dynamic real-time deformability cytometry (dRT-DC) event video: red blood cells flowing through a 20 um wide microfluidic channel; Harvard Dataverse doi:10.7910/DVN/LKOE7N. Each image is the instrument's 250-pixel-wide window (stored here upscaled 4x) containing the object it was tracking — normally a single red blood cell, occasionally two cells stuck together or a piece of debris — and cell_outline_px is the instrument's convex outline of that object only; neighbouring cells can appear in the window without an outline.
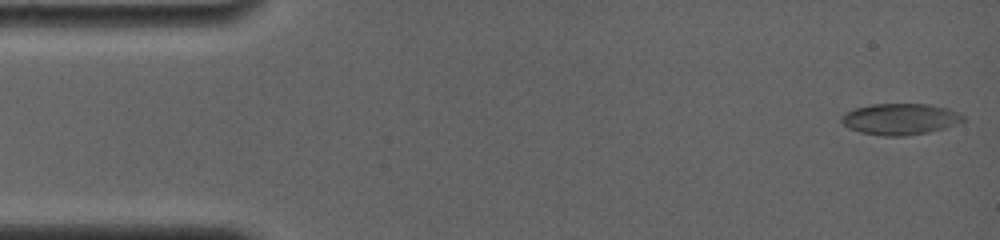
{"species": "common noctule bat (a hibernating species)", "species_latin": "Nyctalus noctula", "temperature_condition": "room temperature", "stored_images_in_passage": 66, "camera_frame_rate_fps": 4000, "um_per_image_px": 0.085, "animal": {"sex": "female", "body_mass_g": 19.0, "forearm_length_mm": 56.7}, "frame": {"image": 1, "passage_image": 2, "time_ms": 0.25, "image_size_px": [1000, 240], "cell_outline_px": [[964, 120], [944, 128], [928, 132], [904, 136], [888, 136], [860, 132], [848, 128], [840, 120], [840, 116], [844, 112], [856, 108], [872, 104], [928, 104], [948, 108], [964, 116]], "centroid_in_image_um": [76.47, 10.11], "position_along_channel_um": 8.5, "area_um2": 22.02}}
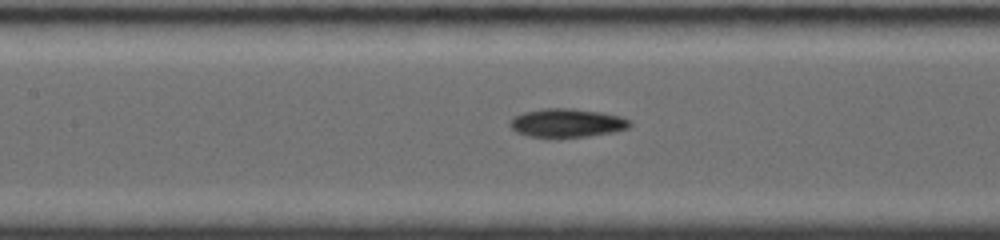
{"frame": {"image": 2, "passage_image": 30, "time_ms": 7.25, "image_size_px": [1000, 240], "cell_outline_px": [[632, 124], [628, 128], [612, 132], [588, 136], [552, 140], [528, 136], [516, 132], [508, 124], [516, 116], [524, 112], [544, 108], [572, 108], [600, 112], [620, 116], [628, 120]], "centroid_in_image_um": [48.15, 10.48], "position_along_channel_um": 159.2, "area_um2": 20.4}}
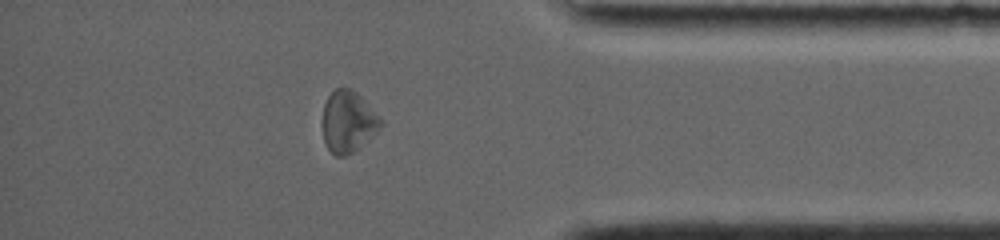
{"frame": {"image": 3, "passage_image": 57, "time_ms": 14.0, "image_size_px": [1000, 240], "cell_outline_px": [[380, 124], [352, 152], [344, 156], [336, 156], [328, 148], [324, 140], [324, 104], [328, 96], [336, 88], [352, 88], [360, 96], [380, 120]], "centroid_in_image_um": [29.51, 10.3], "position_along_channel_um": 405.7, "area_um2": 19.48}, "authors_computed_cell_mechanics": {"area_um2": 20.1722, "velocity_mm_per_s": 3.8167, "shape_relaxation_time_tau1_ms": 4.5277, "shape_relaxation_time_tau2_ms": 3.1953, "deformation_change_tau1": 0.1536, "deformation_change_tau2": 0.1193}}